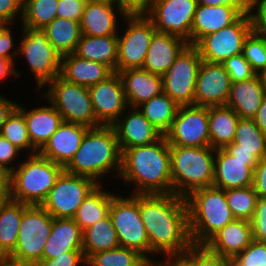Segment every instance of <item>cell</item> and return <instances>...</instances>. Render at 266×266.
Listing matches in <instances>:
<instances>
[{
	"label": "cell",
	"mask_w": 266,
	"mask_h": 266,
	"mask_svg": "<svg viewBox=\"0 0 266 266\" xmlns=\"http://www.w3.org/2000/svg\"><path fill=\"white\" fill-rule=\"evenodd\" d=\"M138 209L149 240V255L186 252L192 245L186 198L138 194Z\"/></svg>",
	"instance_id": "obj_1"
},
{
	"label": "cell",
	"mask_w": 266,
	"mask_h": 266,
	"mask_svg": "<svg viewBox=\"0 0 266 266\" xmlns=\"http://www.w3.org/2000/svg\"><path fill=\"white\" fill-rule=\"evenodd\" d=\"M135 185L132 194H173L170 145L158 141L122 151L119 179Z\"/></svg>",
	"instance_id": "obj_2"
},
{
	"label": "cell",
	"mask_w": 266,
	"mask_h": 266,
	"mask_svg": "<svg viewBox=\"0 0 266 266\" xmlns=\"http://www.w3.org/2000/svg\"><path fill=\"white\" fill-rule=\"evenodd\" d=\"M122 152L112 125L89 128L64 171L91 178L98 184L112 171L119 177Z\"/></svg>",
	"instance_id": "obj_3"
},
{
	"label": "cell",
	"mask_w": 266,
	"mask_h": 266,
	"mask_svg": "<svg viewBox=\"0 0 266 266\" xmlns=\"http://www.w3.org/2000/svg\"><path fill=\"white\" fill-rule=\"evenodd\" d=\"M189 232L193 245H205L235 217L227 203L225 190L205 187L186 197Z\"/></svg>",
	"instance_id": "obj_4"
},
{
	"label": "cell",
	"mask_w": 266,
	"mask_h": 266,
	"mask_svg": "<svg viewBox=\"0 0 266 266\" xmlns=\"http://www.w3.org/2000/svg\"><path fill=\"white\" fill-rule=\"evenodd\" d=\"M215 149L170 145L173 193L186 198L193 191L211 187L214 176Z\"/></svg>",
	"instance_id": "obj_5"
},
{
	"label": "cell",
	"mask_w": 266,
	"mask_h": 266,
	"mask_svg": "<svg viewBox=\"0 0 266 266\" xmlns=\"http://www.w3.org/2000/svg\"><path fill=\"white\" fill-rule=\"evenodd\" d=\"M64 167L41 156L29 155L9 174V198L27 205H41Z\"/></svg>",
	"instance_id": "obj_6"
},
{
	"label": "cell",
	"mask_w": 266,
	"mask_h": 266,
	"mask_svg": "<svg viewBox=\"0 0 266 266\" xmlns=\"http://www.w3.org/2000/svg\"><path fill=\"white\" fill-rule=\"evenodd\" d=\"M52 224L53 217L41 205L23 203L16 247L8 257L22 266H33L41 261Z\"/></svg>",
	"instance_id": "obj_7"
},
{
	"label": "cell",
	"mask_w": 266,
	"mask_h": 266,
	"mask_svg": "<svg viewBox=\"0 0 266 266\" xmlns=\"http://www.w3.org/2000/svg\"><path fill=\"white\" fill-rule=\"evenodd\" d=\"M42 97L61 114L63 121L94 128L101 126L96 120L89 89L63 79L60 75L49 81Z\"/></svg>",
	"instance_id": "obj_8"
},
{
	"label": "cell",
	"mask_w": 266,
	"mask_h": 266,
	"mask_svg": "<svg viewBox=\"0 0 266 266\" xmlns=\"http://www.w3.org/2000/svg\"><path fill=\"white\" fill-rule=\"evenodd\" d=\"M123 19L127 26L123 35H117V73L142 68L151 38L156 32L152 20L142 10H130Z\"/></svg>",
	"instance_id": "obj_9"
},
{
	"label": "cell",
	"mask_w": 266,
	"mask_h": 266,
	"mask_svg": "<svg viewBox=\"0 0 266 266\" xmlns=\"http://www.w3.org/2000/svg\"><path fill=\"white\" fill-rule=\"evenodd\" d=\"M109 216L120 247L136 250L146 259H151L148 235L138 209V194L128 197L115 195L111 200Z\"/></svg>",
	"instance_id": "obj_10"
},
{
	"label": "cell",
	"mask_w": 266,
	"mask_h": 266,
	"mask_svg": "<svg viewBox=\"0 0 266 266\" xmlns=\"http://www.w3.org/2000/svg\"><path fill=\"white\" fill-rule=\"evenodd\" d=\"M22 37L19 41L18 54L23 55L33 72L38 90L52 79L60 75L61 55L48 41L42 29L22 27Z\"/></svg>",
	"instance_id": "obj_11"
},
{
	"label": "cell",
	"mask_w": 266,
	"mask_h": 266,
	"mask_svg": "<svg viewBox=\"0 0 266 266\" xmlns=\"http://www.w3.org/2000/svg\"><path fill=\"white\" fill-rule=\"evenodd\" d=\"M98 185L91 178L63 171L41 206L53 218H74L85 198Z\"/></svg>",
	"instance_id": "obj_12"
},
{
	"label": "cell",
	"mask_w": 266,
	"mask_h": 266,
	"mask_svg": "<svg viewBox=\"0 0 266 266\" xmlns=\"http://www.w3.org/2000/svg\"><path fill=\"white\" fill-rule=\"evenodd\" d=\"M197 5V0H150L142 11L152 20L157 32L178 36L191 45Z\"/></svg>",
	"instance_id": "obj_13"
},
{
	"label": "cell",
	"mask_w": 266,
	"mask_h": 266,
	"mask_svg": "<svg viewBox=\"0 0 266 266\" xmlns=\"http://www.w3.org/2000/svg\"><path fill=\"white\" fill-rule=\"evenodd\" d=\"M202 58L194 45H188L162 75L163 92L180 105H194L196 78Z\"/></svg>",
	"instance_id": "obj_14"
},
{
	"label": "cell",
	"mask_w": 266,
	"mask_h": 266,
	"mask_svg": "<svg viewBox=\"0 0 266 266\" xmlns=\"http://www.w3.org/2000/svg\"><path fill=\"white\" fill-rule=\"evenodd\" d=\"M252 30L251 15L243 14L230 26L204 36L195 47L203 61L222 63L242 53L244 41Z\"/></svg>",
	"instance_id": "obj_15"
},
{
	"label": "cell",
	"mask_w": 266,
	"mask_h": 266,
	"mask_svg": "<svg viewBox=\"0 0 266 266\" xmlns=\"http://www.w3.org/2000/svg\"><path fill=\"white\" fill-rule=\"evenodd\" d=\"M165 137L169 145L210 146L208 107L180 105Z\"/></svg>",
	"instance_id": "obj_16"
},
{
	"label": "cell",
	"mask_w": 266,
	"mask_h": 266,
	"mask_svg": "<svg viewBox=\"0 0 266 266\" xmlns=\"http://www.w3.org/2000/svg\"><path fill=\"white\" fill-rule=\"evenodd\" d=\"M88 89L96 120L101 125H113L128 108L123 84L117 72Z\"/></svg>",
	"instance_id": "obj_17"
},
{
	"label": "cell",
	"mask_w": 266,
	"mask_h": 266,
	"mask_svg": "<svg viewBox=\"0 0 266 266\" xmlns=\"http://www.w3.org/2000/svg\"><path fill=\"white\" fill-rule=\"evenodd\" d=\"M129 11L125 4L117 0H87L80 20L82 35H118L117 16L123 19Z\"/></svg>",
	"instance_id": "obj_18"
},
{
	"label": "cell",
	"mask_w": 266,
	"mask_h": 266,
	"mask_svg": "<svg viewBox=\"0 0 266 266\" xmlns=\"http://www.w3.org/2000/svg\"><path fill=\"white\" fill-rule=\"evenodd\" d=\"M232 81L221 63L202 60L196 78L194 105H226Z\"/></svg>",
	"instance_id": "obj_19"
},
{
	"label": "cell",
	"mask_w": 266,
	"mask_h": 266,
	"mask_svg": "<svg viewBox=\"0 0 266 266\" xmlns=\"http://www.w3.org/2000/svg\"><path fill=\"white\" fill-rule=\"evenodd\" d=\"M260 160H240L225 148L215 149L212 186L236 189L253 185L254 168Z\"/></svg>",
	"instance_id": "obj_20"
},
{
	"label": "cell",
	"mask_w": 266,
	"mask_h": 266,
	"mask_svg": "<svg viewBox=\"0 0 266 266\" xmlns=\"http://www.w3.org/2000/svg\"><path fill=\"white\" fill-rule=\"evenodd\" d=\"M112 126L121 152L127 148L152 144L163 136L138 108L133 107L126 109Z\"/></svg>",
	"instance_id": "obj_21"
},
{
	"label": "cell",
	"mask_w": 266,
	"mask_h": 266,
	"mask_svg": "<svg viewBox=\"0 0 266 266\" xmlns=\"http://www.w3.org/2000/svg\"><path fill=\"white\" fill-rule=\"evenodd\" d=\"M89 127L63 121L38 153L65 167L79 149Z\"/></svg>",
	"instance_id": "obj_22"
},
{
	"label": "cell",
	"mask_w": 266,
	"mask_h": 266,
	"mask_svg": "<svg viewBox=\"0 0 266 266\" xmlns=\"http://www.w3.org/2000/svg\"><path fill=\"white\" fill-rule=\"evenodd\" d=\"M188 45L183 38L156 31L151 38L142 69L162 76Z\"/></svg>",
	"instance_id": "obj_23"
},
{
	"label": "cell",
	"mask_w": 266,
	"mask_h": 266,
	"mask_svg": "<svg viewBox=\"0 0 266 266\" xmlns=\"http://www.w3.org/2000/svg\"><path fill=\"white\" fill-rule=\"evenodd\" d=\"M128 107L137 108L152 97L163 93L161 75L153 74L142 68L118 72Z\"/></svg>",
	"instance_id": "obj_24"
},
{
	"label": "cell",
	"mask_w": 266,
	"mask_h": 266,
	"mask_svg": "<svg viewBox=\"0 0 266 266\" xmlns=\"http://www.w3.org/2000/svg\"><path fill=\"white\" fill-rule=\"evenodd\" d=\"M242 14L231 6H208L198 4L191 28V45H196L204 36L235 23Z\"/></svg>",
	"instance_id": "obj_25"
},
{
	"label": "cell",
	"mask_w": 266,
	"mask_h": 266,
	"mask_svg": "<svg viewBox=\"0 0 266 266\" xmlns=\"http://www.w3.org/2000/svg\"><path fill=\"white\" fill-rule=\"evenodd\" d=\"M253 240L251 222L235 219L214 235L205 246L213 253L233 259Z\"/></svg>",
	"instance_id": "obj_26"
},
{
	"label": "cell",
	"mask_w": 266,
	"mask_h": 266,
	"mask_svg": "<svg viewBox=\"0 0 266 266\" xmlns=\"http://www.w3.org/2000/svg\"><path fill=\"white\" fill-rule=\"evenodd\" d=\"M70 251H83V230L74 218H53L42 260L65 255V252Z\"/></svg>",
	"instance_id": "obj_27"
},
{
	"label": "cell",
	"mask_w": 266,
	"mask_h": 266,
	"mask_svg": "<svg viewBox=\"0 0 266 266\" xmlns=\"http://www.w3.org/2000/svg\"><path fill=\"white\" fill-rule=\"evenodd\" d=\"M49 106L33 108L27 111L18 103L17 108L24 114L31 144L39 151L63 122L61 114L49 103Z\"/></svg>",
	"instance_id": "obj_28"
},
{
	"label": "cell",
	"mask_w": 266,
	"mask_h": 266,
	"mask_svg": "<svg viewBox=\"0 0 266 266\" xmlns=\"http://www.w3.org/2000/svg\"><path fill=\"white\" fill-rule=\"evenodd\" d=\"M113 73L108 66L81 58L75 53L61 57L60 76L78 85L90 87L106 80Z\"/></svg>",
	"instance_id": "obj_29"
},
{
	"label": "cell",
	"mask_w": 266,
	"mask_h": 266,
	"mask_svg": "<svg viewBox=\"0 0 266 266\" xmlns=\"http://www.w3.org/2000/svg\"><path fill=\"white\" fill-rule=\"evenodd\" d=\"M265 90L259 74L248 80L232 82L226 105L240 118H253L261 105Z\"/></svg>",
	"instance_id": "obj_30"
},
{
	"label": "cell",
	"mask_w": 266,
	"mask_h": 266,
	"mask_svg": "<svg viewBox=\"0 0 266 266\" xmlns=\"http://www.w3.org/2000/svg\"><path fill=\"white\" fill-rule=\"evenodd\" d=\"M240 116L227 105L208 107V128L210 146L213 149L226 148L233 143Z\"/></svg>",
	"instance_id": "obj_31"
},
{
	"label": "cell",
	"mask_w": 266,
	"mask_h": 266,
	"mask_svg": "<svg viewBox=\"0 0 266 266\" xmlns=\"http://www.w3.org/2000/svg\"><path fill=\"white\" fill-rule=\"evenodd\" d=\"M117 35L95 37L82 35L75 54L81 58L102 63L116 72Z\"/></svg>",
	"instance_id": "obj_32"
},
{
	"label": "cell",
	"mask_w": 266,
	"mask_h": 266,
	"mask_svg": "<svg viewBox=\"0 0 266 266\" xmlns=\"http://www.w3.org/2000/svg\"><path fill=\"white\" fill-rule=\"evenodd\" d=\"M23 216V203L8 198L0 202V256L8 257L16 247Z\"/></svg>",
	"instance_id": "obj_33"
},
{
	"label": "cell",
	"mask_w": 266,
	"mask_h": 266,
	"mask_svg": "<svg viewBox=\"0 0 266 266\" xmlns=\"http://www.w3.org/2000/svg\"><path fill=\"white\" fill-rule=\"evenodd\" d=\"M42 30L61 56L74 53L82 36L80 22L60 17H56Z\"/></svg>",
	"instance_id": "obj_34"
},
{
	"label": "cell",
	"mask_w": 266,
	"mask_h": 266,
	"mask_svg": "<svg viewBox=\"0 0 266 266\" xmlns=\"http://www.w3.org/2000/svg\"><path fill=\"white\" fill-rule=\"evenodd\" d=\"M225 149L252 152L261 160L266 158V134L257 127L253 118H240L236 126L234 141Z\"/></svg>",
	"instance_id": "obj_35"
},
{
	"label": "cell",
	"mask_w": 266,
	"mask_h": 266,
	"mask_svg": "<svg viewBox=\"0 0 266 266\" xmlns=\"http://www.w3.org/2000/svg\"><path fill=\"white\" fill-rule=\"evenodd\" d=\"M120 247L117 233L109 214L83 230V254L90 255Z\"/></svg>",
	"instance_id": "obj_36"
},
{
	"label": "cell",
	"mask_w": 266,
	"mask_h": 266,
	"mask_svg": "<svg viewBox=\"0 0 266 266\" xmlns=\"http://www.w3.org/2000/svg\"><path fill=\"white\" fill-rule=\"evenodd\" d=\"M99 184L83 201L74 217L82 230L97 223L109 214L112 198L116 195L102 189Z\"/></svg>",
	"instance_id": "obj_37"
},
{
	"label": "cell",
	"mask_w": 266,
	"mask_h": 266,
	"mask_svg": "<svg viewBox=\"0 0 266 266\" xmlns=\"http://www.w3.org/2000/svg\"><path fill=\"white\" fill-rule=\"evenodd\" d=\"M163 135L171 128L179 105L164 92L137 107Z\"/></svg>",
	"instance_id": "obj_38"
},
{
	"label": "cell",
	"mask_w": 266,
	"mask_h": 266,
	"mask_svg": "<svg viewBox=\"0 0 266 266\" xmlns=\"http://www.w3.org/2000/svg\"><path fill=\"white\" fill-rule=\"evenodd\" d=\"M58 0H24L22 26L43 29L57 17Z\"/></svg>",
	"instance_id": "obj_39"
},
{
	"label": "cell",
	"mask_w": 266,
	"mask_h": 266,
	"mask_svg": "<svg viewBox=\"0 0 266 266\" xmlns=\"http://www.w3.org/2000/svg\"><path fill=\"white\" fill-rule=\"evenodd\" d=\"M147 259L138 251L118 247L90 255L87 266H142Z\"/></svg>",
	"instance_id": "obj_40"
},
{
	"label": "cell",
	"mask_w": 266,
	"mask_h": 266,
	"mask_svg": "<svg viewBox=\"0 0 266 266\" xmlns=\"http://www.w3.org/2000/svg\"><path fill=\"white\" fill-rule=\"evenodd\" d=\"M0 135L22 152L28 150L30 155L38 153L29 139L25 116L17 107L8 116L6 123L2 126Z\"/></svg>",
	"instance_id": "obj_41"
},
{
	"label": "cell",
	"mask_w": 266,
	"mask_h": 266,
	"mask_svg": "<svg viewBox=\"0 0 266 266\" xmlns=\"http://www.w3.org/2000/svg\"><path fill=\"white\" fill-rule=\"evenodd\" d=\"M225 196L235 219L252 220L258 200L253 186L227 189Z\"/></svg>",
	"instance_id": "obj_42"
},
{
	"label": "cell",
	"mask_w": 266,
	"mask_h": 266,
	"mask_svg": "<svg viewBox=\"0 0 266 266\" xmlns=\"http://www.w3.org/2000/svg\"><path fill=\"white\" fill-rule=\"evenodd\" d=\"M242 54L253 71L260 74L266 69V36L252 30L244 41Z\"/></svg>",
	"instance_id": "obj_43"
},
{
	"label": "cell",
	"mask_w": 266,
	"mask_h": 266,
	"mask_svg": "<svg viewBox=\"0 0 266 266\" xmlns=\"http://www.w3.org/2000/svg\"><path fill=\"white\" fill-rule=\"evenodd\" d=\"M233 266H266V242L252 240L232 259Z\"/></svg>",
	"instance_id": "obj_44"
},
{
	"label": "cell",
	"mask_w": 266,
	"mask_h": 266,
	"mask_svg": "<svg viewBox=\"0 0 266 266\" xmlns=\"http://www.w3.org/2000/svg\"><path fill=\"white\" fill-rule=\"evenodd\" d=\"M232 82L248 80L256 75L243 54H238L225 59L222 63Z\"/></svg>",
	"instance_id": "obj_45"
},
{
	"label": "cell",
	"mask_w": 266,
	"mask_h": 266,
	"mask_svg": "<svg viewBox=\"0 0 266 266\" xmlns=\"http://www.w3.org/2000/svg\"><path fill=\"white\" fill-rule=\"evenodd\" d=\"M250 222L253 239L266 242V198H258L255 212Z\"/></svg>",
	"instance_id": "obj_46"
},
{
	"label": "cell",
	"mask_w": 266,
	"mask_h": 266,
	"mask_svg": "<svg viewBox=\"0 0 266 266\" xmlns=\"http://www.w3.org/2000/svg\"><path fill=\"white\" fill-rule=\"evenodd\" d=\"M22 151L0 135V168L10 174L18 165L13 164ZM15 165V166H14Z\"/></svg>",
	"instance_id": "obj_47"
},
{
	"label": "cell",
	"mask_w": 266,
	"mask_h": 266,
	"mask_svg": "<svg viewBox=\"0 0 266 266\" xmlns=\"http://www.w3.org/2000/svg\"><path fill=\"white\" fill-rule=\"evenodd\" d=\"M87 0H58L57 17L80 22Z\"/></svg>",
	"instance_id": "obj_48"
},
{
	"label": "cell",
	"mask_w": 266,
	"mask_h": 266,
	"mask_svg": "<svg viewBox=\"0 0 266 266\" xmlns=\"http://www.w3.org/2000/svg\"><path fill=\"white\" fill-rule=\"evenodd\" d=\"M22 15L23 0H0V25H13Z\"/></svg>",
	"instance_id": "obj_49"
},
{
	"label": "cell",
	"mask_w": 266,
	"mask_h": 266,
	"mask_svg": "<svg viewBox=\"0 0 266 266\" xmlns=\"http://www.w3.org/2000/svg\"><path fill=\"white\" fill-rule=\"evenodd\" d=\"M163 259L167 266H198V245L192 244L186 252L168 254Z\"/></svg>",
	"instance_id": "obj_50"
},
{
	"label": "cell",
	"mask_w": 266,
	"mask_h": 266,
	"mask_svg": "<svg viewBox=\"0 0 266 266\" xmlns=\"http://www.w3.org/2000/svg\"><path fill=\"white\" fill-rule=\"evenodd\" d=\"M86 265V259L83 251L65 252V255H60L52 259L41 260L33 266H78Z\"/></svg>",
	"instance_id": "obj_51"
},
{
	"label": "cell",
	"mask_w": 266,
	"mask_h": 266,
	"mask_svg": "<svg viewBox=\"0 0 266 266\" xmlns=\"http://www.w3.org/2000/svg\"><path fill=\"white\" fill-rule=\"evenodd\" d=\"M10 25H0V57L15 63L14 57L19 56V49L14 48V37H12Z\"/></svg>",
	"instance_id": "obj_52"
},
{
	"label": "cell",
	"mask_w": 266,
	"mask_h": 266,
	"mask_svg": "<svg viewBox=\"0 0 266 266\" xmlns=\"http://www.w3.org/2000/svg\"><path fill=\"white\" fill-rule=\"evenodd\" d=\"M250 15L253 31L258 35L266 36V0H253Z\"/></svg>",
	"instance_id": "obj_53"
},
{
	"label": "cell",
	"mask_w": 266,
	"mask_h": 266,
	"mask_svg": "<svg viewBox=\"0 0 266 266\" xmlns=\"http://www.w3.org/2000/svg\"><path fill=\"white\" fill-rule=\"evenodd\" d=\"M198 266H232V260L211 252L205 245H198Z\"/></svg>",
	"instance_id": "obj_54"
},
{
	"label": "cell",
	"mask_w": 266,
	"mask_h": 266,
	"mask_svg": "<svg viewBox=\"0 0 266 266\" xmlns=\"http://www.w3.org/2000/svg\"><path fill=\"white\" fill-rule=\"evenodd\" d=\"M252 186L258 198H266V158L261 159L255 166Z\"/></svg>",
	"instance_id": "obj_55"
},
{
	"label": "cell",
	"mask_w": 266,
	"mask_h": 266,
	"mask_svg": "<svg viewBox=\"0 0 266 266\" xmlns=\"http://www.w3.org/2000/svg\"><path fill=\"white\" fill-rule=\"evenodd\" d=\"M197 3L208 6H231L233 8H236L243 15L251 14L253 0H197Z\"/></svg>",
	"instance_id": "obj_56"
},
{
	"label": "cell",
	"mask_w": 266,
	"mask_h": 266,
	"mask_svg": "<svg viewBox=\"0 0 266 266\" xmlns=\"http://www.w3.org/2000/svg\"><path fill=\"white\" fill-rule=\"evenodd\" d=\"M3 97V95H0V132L2 126L6 123L8 116L18 105V103H15V101H11L6 99V97Z\"/></svg>",
	"instance_id": "obj_57"
},
{
	"label": "cell",
	"mask_w": 266,
	"mask_h": 266,
	"mask_svg": "<svg viewBox=\"0 0 266 266\" xmlns=\"http://www.w3.org/2000/svg\"><path fill=\"white\" fill-rule=\"evenodd\" d=\"M10 75L18 78L21 76V72L14 67V64L10 60L0 57V81L4 78L6 80V77Z\"/></svg>",
	"instance_id": "obj_58"
},
{
	"label": "cell",
	"mask_w": 266,
	"mask_h": 266,
	"mask_svg": "<svg viewBox=\"0 0 266 266\" xmlns=\"http://www.w3.org/2000/svg\"><path fill=\"white\" fill-rule=\"evenodd\" d=\"M253 119L257 127L266 134V94L263 96L259 110Z\"/></svg>",
	"instance_id": "obj_59"
},
{
	"label": "cell",
	"mask_w": 266,
	"mask_h": 266,
	"mask_svg": "<svg viewBox=\"0 0 266 266\" xmlns=\"http://www.w3.org/2000/svg\"><path fill=\"white\" fill-rule=\"evenodd\" d=\"M9 198V174L0 168V202Z\"/></svg>",
	"instance_id": "obj_60"
},
{
	"label": "cell",
	"mask_w": 266,
	"mask_h": 266,
	"mask_svg": "<svg viewBox=\"0 0 266 266\" xmlns=\"http://www.w3.org/2000/svg\"><path fill=\"white\" fill-rule=\"evenodd\" d=\"M150 0H123V4H125L130 10H142Z\"/></svg>",
	"instance_id": "obj_61"
},
{
	"label": "cell",
	"mask_w": 266,
	"mask_h": 266,
	"mask_svg": "<svg viewBox=\"0 0 266 266\" xmlns=\"http://www.w3.org/2000/svg\"><path fill=\"white\" fill-rule=\"evenodd\" d=\"M228 152L240 160H259L252 152H245V151H228Z\"/></svg>",
	"instance_id": "obj_62"
},
{
	"label": "cell",
	"mask_w": 266,
	"mask_h": 266,
	"mask_svg": "<svg viewBox=\"0 0 266 266\" xmlns=\"http://www.w3.org/2000/svg\"><path fill=\"white\" fill-rule=\"evenodd\" d=\"M0 266H22L9 257H0Z\"/></svg>",
	"instance_id": "obj_63"
},
{
	"label": "cell",
	"mask_w": 266,
	"mask_h": 266,
	"mask_svg": "<svg viewBox=\"0 0 266 266\" xmlns=\"http://www.w3.org/2000/svg\"><path fill=\"white\" fill-rule=\"evenodd\" d=\"M142 266H167L163 261H155L153 259H147Z\"/></svg>",
	"instance_id": "obj_64"
},
{
	"label": "cell",
	"mask_w": 266,
	"mask_h": 266,
	"mask_svg": "<svg viewBox=\"0 0 266 266\" xmlns=\"http://www.w3.org/2000/svg\"><path fill=\"white\" fill-rule=\"evenodd\" d=\"M266 94V69L259 74Z\"/></svg>",
	"instance_id": "obj_65"
}]
</instances>
